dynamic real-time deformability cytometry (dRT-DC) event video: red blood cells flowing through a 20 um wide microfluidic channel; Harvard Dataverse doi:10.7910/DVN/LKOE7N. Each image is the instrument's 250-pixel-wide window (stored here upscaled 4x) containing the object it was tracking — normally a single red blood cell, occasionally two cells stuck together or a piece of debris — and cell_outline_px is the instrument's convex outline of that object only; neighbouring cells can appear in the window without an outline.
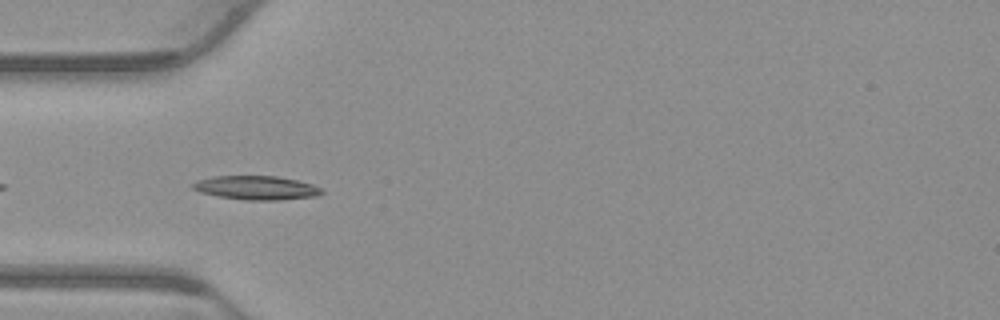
{"species": "common noctule bat (a hibernating species)", "species_latin": "Nyctalus noctula", "temperature_condition": "warm", "stored_images_in_passage": 40, "camera_frame_rate_fps": 3000, "um_per_image_px": 0.085, "animal": {"sex": "male", "body_mass_g": 23.1, "forearm_length_mm": 52.7}, "frame": {"image": 1, "passage_image": 3, "time_ms": 0.667, "image_size_px": [1000, 320], "cell_outline_px": [[324, 192], [316, 196], [280, 200], [244, 200], [220, 196], [200, 192], [192, 188], [192, 184], [196, 180], [212, 176], [276, 176], [296, 180], [312, 184], [320, 188]], "centroid_in_image_um": [21.77, 15.96], "position_along_channel_um": 63.2, "area_um2": 17.86}}
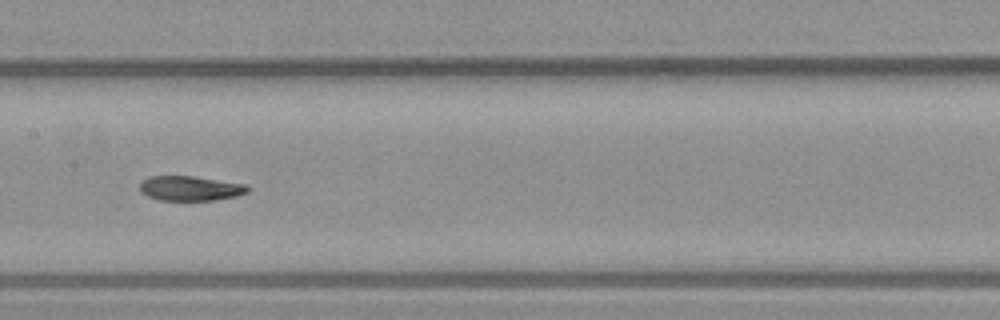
{"frame": {"image": 2, "passage_image": 13, "time_ms": 4.0, "image_size_px": [1000, 320], "cell_outline_px": [[252, 188], [248, 192], [236, 196], [216, 200], [160, 200], [148, 196], [140, 192], [140, 184], [148, 176], [192, 176], [244, 184]], "centroid_in_image_um": [16.18, 16.01], "position_along_channel_um": 191.2, "area_um2": 15.49}}
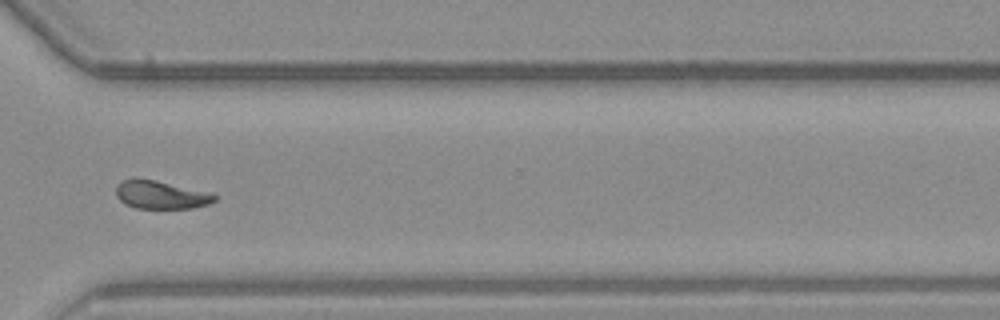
{"frame": {"image": 3, "passage_image": 26, "time_ms": 8.333, "image_size_px": [1000, 320], "cell_outline_px": [[220, 196], [216, 200], [208, 204], [192, 208], [136, 208], [124, 204], [116, 196], [116, 184], [120, 180], [132, 176], [136, 176], [156, 180]], "centroid_in_image_um": [13.57, 16.53], "position_along_channel_um": 357.0, "area_um2": 16.36}, "authors_computed_cell_mechanics": {"area_um2": 16.7331, "velocity_mm_per_s": 3.8313, "shape_relaxation_time_tau1_ms": 11.3101, "shape_relaxation_time_tau2_ms": 4.856, "deformation_change_tau1": 0.2646, "deformation_change_tau2": 0.1027}}